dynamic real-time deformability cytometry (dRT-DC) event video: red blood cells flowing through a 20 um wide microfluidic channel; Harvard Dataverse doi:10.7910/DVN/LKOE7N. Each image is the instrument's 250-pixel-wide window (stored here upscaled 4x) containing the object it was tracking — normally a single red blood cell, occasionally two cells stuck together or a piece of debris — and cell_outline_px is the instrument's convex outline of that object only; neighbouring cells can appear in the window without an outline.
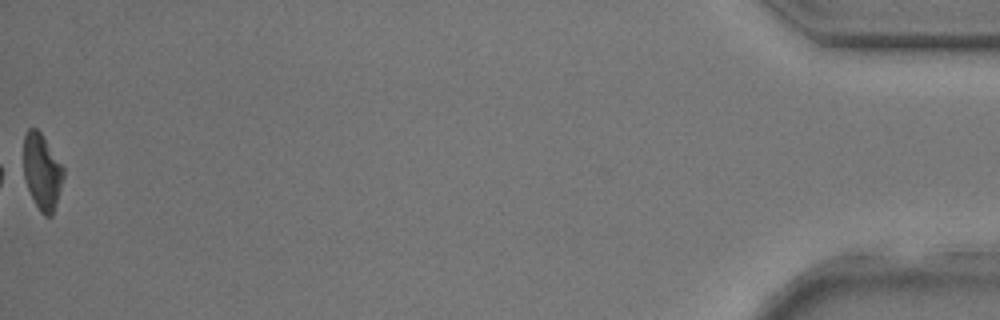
{"species": "common noctule bat (a hibernating species)", "species_latin": "Nyctalus noctula", "temperature_condition": "room temperature", "stored_images_in_passage": 37, "segment_of_instrument_passage": [2, 2], "camera_frame_rate_fps": 3000, "um_per_image_px": 0.085, "animal": {"sex": "male", "body_mass_g": 17.9, "forearm_length_mm": 54.2}, "frame": {"image": 1, "passage_image": 37, "time_ms": 12.0, "image_size_px": [1000, 320], "cell_outline_px": [[64, 176], [56, 204], [52, 216], [44, 216], [40, 212], [24, 180], [24, 136], [28, 128], [36, 128], [40, 132], [64, 168]], "centroid_in_image_um": [3.57, 14.6], "position_along_channel_um": 431.6, "area_um2": 17.4}}